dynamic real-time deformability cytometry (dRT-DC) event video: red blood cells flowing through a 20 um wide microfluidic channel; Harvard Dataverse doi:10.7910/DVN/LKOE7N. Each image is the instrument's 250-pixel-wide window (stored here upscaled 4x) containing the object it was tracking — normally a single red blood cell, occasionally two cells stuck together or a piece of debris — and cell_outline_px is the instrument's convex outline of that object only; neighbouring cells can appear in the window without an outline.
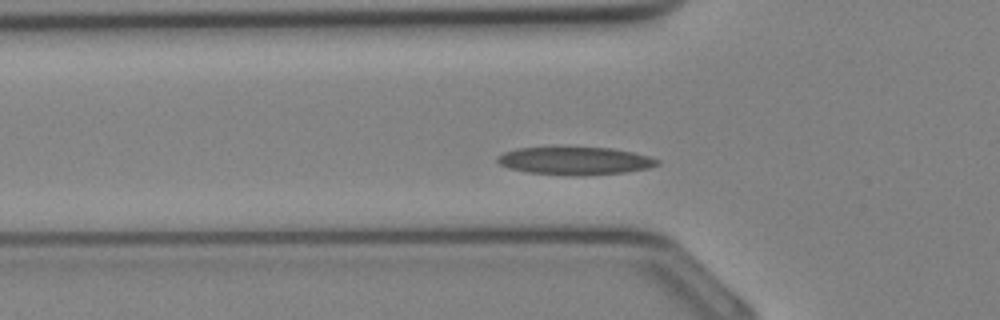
{"species": "Egyptian fruit bat (a non-hibernating species)", "species_latin": "Rousettus aegyptiacus", "temperature_condition": "cold", "stored_images_in_passage": 32, "camera_frame_rate_fps": 3000, "um_per_image_px": 0.085, "animal": {"sex": "female"}, "frame": {"image": 1, "passage_image": 8, "time_ms": 2.333, "image_size_px": [1000, 320], "cell_outline_px": [[660, 164], [648, 168], [624, 172], [584, 176], [572, 176], [528, 172], [508, 168], [500, 164], [496, 160], [496, 156], [504, 152], [516, 148], [552, 144], [612, 148], [632, 152], [648, 156], [660, 160]], "centroid_in_image_um": [48.8, 13.62], "position_along_channel_um": 77.0, "area_um2": 27.22}}
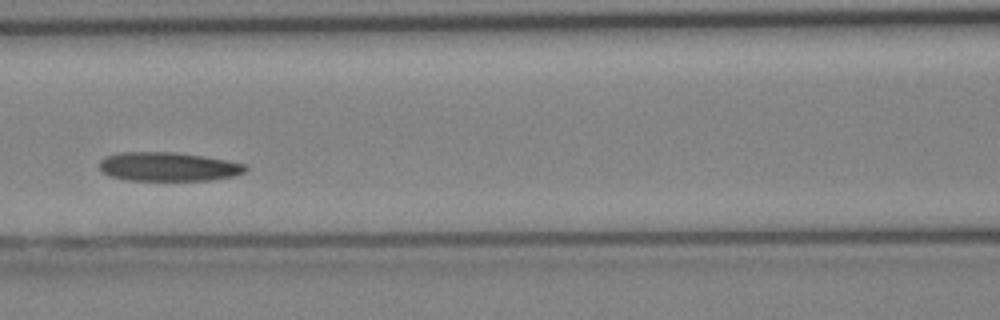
{"frame": {"image": 2, "passage_image": 12, "time_ms": 3.667, "image_size_px": [1000, 320], "cell_outline_px": [[248, 168], [244, 172], [232, 176], [208, 180], [128, 180], [112, 176], [104, 172], [100, 168], [100, 160], [108, 156], [120, 152], [172, 152], [200, 156], [224, 160], [244, 164]], "centroid_in_image_um": [14.28, 14.17], "position_along_channel_um": 152.3, "area_um2": 24.1}}
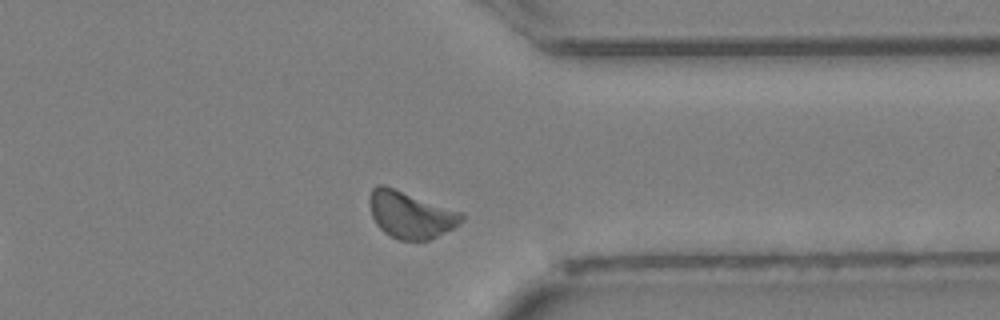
{"frame": {"image": 3, "passage_image": 24, "time_ms": 7.667, "image_size_px": [1000, 320], "cell_outline_px": [[464, 220], [460, 224], [428, 240], [400, 240], [384, 232], [376, 224], [372, 216], [368, 204], [368, 200], [372, 188], [376, 184], [384, 184], [464, 212]], "centroid_in_image_um": [34.89, 18.22], "position_along_channel_um": 376.5, "area_um2": 25.43}}